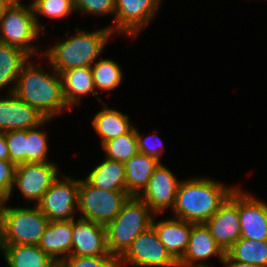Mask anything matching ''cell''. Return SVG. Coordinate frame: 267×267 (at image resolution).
Masks as SVG:
<instances>
[{
    "mask_svg": "<svg viewBox=\"0 0 267 267\" xmlns=\"http://www.w3.org/2000/svg\"><path fill=\"white\" fill-rule=\"evenodd\" d=\"M50 119H46L41 125L27 129V152L26 163H44L51 162L48 159V136L45 130L40 127L45 126Z\"/></svg>",
    "mask_w": 267,
    "mask_h": 267,
    "instance_id": "cell-29",
    "label": "cell"
},
{
    "mask_svg": "<svg viewBox=\"0 0 267 267\" xmlns=\"http://www.w3.org/2000/svg\"><path fill=\"white\" fill-rule=\"evenodd\" d=\"M0 159L9 160V151L5 139V133L0 131Z\"/></svg>",
    "mask_w": 267,
    "mask_h": 267,
    "instance_id": "cell-36",
    "label": "cell"
},
{
    "mask_svg": "<svg viewBox=\"0 0 267 267\" xmlns=\"http://www.w3.org/2000/svg\"><path fill=\"white\" fill-rule=\"evenodd\" d=\"M70 256H113L108 249L105 225L83 218L73 219Z\"/></svg>",
    "mask_w": 267,
    "mask_h": 267,
    "instance_id": "cell-14",
    "label": "cell"
},
{
    "mask_svg": "<svg viewBox=\"0 0 267 267\" xmlns=\"http://www.w3.org/2000/svg\"><path fill=\"white\" fill-rule=\"evenodd\" d=\"M29 58L22 49L0 42V90L13 83L8 94L14 93L18 75Z\"/></svg>",
    "mask_w": 267,
    "mask_h": 267,
    "instance_id": "cell-25",
    "label": "cell"
},
{
    "mask_svg": "<svg viewBox=\"0 0 267 267\" xmlns=\"http://www.w3.org/2000/svg\"><path fill=\"white\" fill-rule=\"evenodd\" d=\"M12 2V0H0V17L4 13L5 8Z\"/></svg>",
    "mask_w": 267,
    "mask_h": 267,
    "instance_id": "cell-38",
    "label": "cell"
},
{
    "mask_svg": "<svg viewBox=\"0 0 267 267\" xmlns=\"http://www.w3.org/2000/svg\"><path fill=\"white\" fill-rule=\"evenodd\" d=\"M213 256L219 257V261H222L225 251L215 241L204 223L193 224L187 249L178 261V267H207L203 260Z\"/></svg>",
    "mask_w": 267,
    "mask_h": 267,
    "instance_id": "cell-17",
    "label": "cell"
},
{
    "mask_svg": "<svg viewBox=\"0 0 267 267\" xmlns=\"http://www.w3.org/2000/svg\"><path fill=\"white\" fill-rule=\"evenodd\" d=\"M162 0H115V24L112 33L137 37L160 9Z\"/></svg>",
    "mask_w": 267,
    "mask_h": 267,
    "instance_id": "cell-10",
    "label": "cell"
},
{
    "mask_svg": "<svg viewBox=\"0 0 267 267\" xmlns=\"http://www.w3.org/2000/svg\"><path fill=\"white\" fill-rule=\"evenodd\" d=\"M126 264L138 267H178V262L167 251L152 226L139 234L118 260V267Z\"/></svg>",
    "mask_w": 267,
    "mask_h": 267,
    "instance_id": "cell-9",
    "label": "cell"
},
{
    "mask_svg": "<svg viewBox=\"0 0 267 267\" xmlns=\"http://www.w3.org/2000/svg\"><path fill=\"white\" fill-rule=\"evenodd\" d=\"M155 214L137 196H130L119 214L105 228L109 252L119 260L133 240L152 226Z\"/></svg>",
    "mask_w": 267,
    "mask_h": 267,
    "instance_id": "cell-4",
    "label": "cell"
},
{
    "mask_svg": "<svg viewBox=\"0 0 267 267\" xmlns=\"http://www.w3.org/2000/svg\"><path fill=\"white\" fill-rule=\"evenodd\" d=\"M160 163V160L139 152L126 161L124 167L127 193L138 197L147 187L151 175Z\"/></svg>",
    "mask_w": 267,
    "mask_h": 267,
    "instance_id": "cell-21",
    "label": "cell"
},
{
    "mask_svg": "<svg viewBox=\"0 0 267 267\" xmlns=\"http://www.w3.org/2000/svg\"><path fill=\"white\" fill-rule=\"evenodd\" d=\"M31 59L32 57L22 66L14 93L51 120L68 107L63 96L61 78L53 68L52 73H47L42 66L39 65L38 68L33 62L30 63Z\"/></svg>",
    "mask_w": 267,
    "mask_h": 267,
    "instance_id": "cell-1",
    "label": "cell"
},
{
    "mask_svg": "<svg viewBox=\"0 0 267 267\" xmlns=\"http://www.w3.org/2000/svg\"><path fill=\"white\" fill-rule=\"evenodd\" d=\"M90 186L106 191H126V172L124 163L107 158L84 179Z\"/></svg>",
    "mask_w": 267,
    "mask_h": 267,
    "instance_id": "cell-22",
    "label": "cell"
},
{
    "mask_svg": "<svg viewBox=\"0 0 267 267\" xmlns=\"http://www.w3.org/2000/svg\"><path fill=\"white\" fill-rule=\"evenodd\" d=\"M9 151V160L16 166L26 163L27 130H12L5 132Z\"/></svg>",
    "mask_w": 267,
    "mask_h": 267,
    "instance_id": "cell-31",
    "label": "cell"
},
{
    "mask_svg": "<svg viewBox=\"0 0 267 267\" xmlns=\"http://www.w3.org/2000/svg\"><path fill=\"white\" fill-rule=\"evenodd\" d=\"M60 173L53 162L20 164L16 167L13 190L16 187L25 200L36 201L37 205Z\"/></svg>",
    "mask_w": 267,
    "mask_h": 267,
    "instance_id": "cell-11",
    "label": "cell"
},
{
    "mask_svg": "<svg viewBox=\"0 0 267 267\" xmlns=\"http://www.w3.org/2000/svg\"><path fill=\"white\" fill-rule=\"evenodd\" d=\"M33 8L23 2L12 1L0 17V42L22 49L30 57L40 53L33 41L40 38Z\"/></svg>",
    "mask_w": 267,
    "mask_h": 267,
    "instance_id": "cell-6",
    "label": "cell"
},
{
    "mask_svg": "<svg viewBox=\"0 0 267 267\" xmlns=\"http://www.w3.org/2000/svg\"><path fill=\"white\" fill-rule=\"evenodd\" d=\"M138 152L161 160L162 152H165L163 142L155 133L142 138V134L136 128Z\"/></svg>",
    "mask_w": 267,
    "mask_h": 267,
    "instance_id": "cell-34",
    "label": "cell"
},
{
    "mask_svg": "<svg viewBox=\"0 0 267 267\" xmlns=\"http://www.w3.org/2000/svg\"><path fill=\"white\" fill-rule=\"evenodd\" d=\"M46 118L15 93L0 99V131L27 130L41 125Z\"/></svg>",
    "mask_w": 267,
    "mask_h": 267,
    "instance_id": "cell-16",
    "label": "cell"
},
{
    "mask_svg": "<svg viewBox=\"0 0 267 267\" xmlns=\"http://www.w3.org/2000/svg\"><path fill=\"white\" fill-rule=\"evenodd\" d=\"M34 16L36 24L41 31L45 30V26L38 20L39 16H46L49 19H63L75 12L74 0H40L34 7Z\"/></svg>",
    "mask_w": 267,
    "mask_h": 267,
    "instance_id": "cell-30",
    "label": "cell"
},
{
    "mask_svg": "<svg viewBox=\"0 0 267 267\" xmlns=\"http://www.w3.org/2000/svg\"><path fill=\"white\" fill-rule=\"evenodd\" d=\"M238 213L241 237L267 241V202L238 188Z\"/></svg>",
    "mask_w": 267,
    "mask_h": 267,
    "instance_id": "cell-15",
    "label": "cell"
},
{
    "mask_svg": "<svg viewBox=\"0 0 267 267\" xmlns=\"http://www.w3.org/2000/svg\"><path fill=\"white\" fill-rule=\"evenodd\" d=\"M221 263L225 265V267H257L255 265H251L248 263L238 262L233 259H230L226 254L222 259Z\"/></svg>",
    "mask_w": 267,
    "mask_h": 267,
    "instance_id": "cell-37",
    "label": "cell"
},
{
    "mask_svg": "<svg viewBox=\"0 0 267 267\" xmlns=\"http://www.w3.org/2000/svg\"><path fill=\"white\" fill-rule=\"evenodd\" d=\"M59 267H118L114 256H68L58 263Z\"/></svg>",
    "mask_w": 267,
    "mask_h": 267,
    "instance_id": "cell-32",
    "label": "cell"
},
{
    "mask_svg": "<svg viewBox=\"0 0 267 267\" xmlns=\"http://www.w3.org/2000/svg\"><path fill=\"white\" fill-rule=\"evenodd\" d=\"M96 92L111 91L123 80L122 69L112 59L95 61L91 66Z\"/></svg>",
    "mask_w": 267,
    "mask_h": 267,
    "instance_id": "cell-27",
    "label": "cell"
},
{
    "mask_svg": "<svg viewBox=\"0 0 267 267\" xmlns=\"http://www.w3.org/2000/svg\"><path fill=\"white\" fill-rule=\"evenodd\" d=\"M49 219L38 206L4 207L0 212V246L38 245Z\"/></svg>",
    "mask_w": 267,
    "mask_h": 267,
    "instance_id": "cell-5",
    "label": "cell"
},
{
    "mask_svg": "<svg viewBox=\"0 0 267 267\" xmlns=\"http://www.w3.org/2000/svg\"><path fill=\"white\" fill-rule=\"evenodd\" d=\"M59 178L43 194L37 204L40 211L49 221L73 220L76 208H78L80 179H73L71 176Z\"/></svg>",
    "mask_w": 267,
    "mask_h": 267,
    "instance_id": "cell-8",
    "label": "cell"
},
{
    "mask_svg": "<svg viewBox=\"0 0 267 267\" xmlns=\"http://www.w3.org/2000/svg\"><path fill=\"white\" fill-rule=\"evenodd\" d=\"M101 147L107 159L125 163L138 153L136 127L126 134L105 142Z\"/></svg>",
    "mask_w": 267,
    "mask_h": 267,
    "instance_id": "cell-28",
    "label": "cell"
},
{
    "mask_svg": "<svg viewBox=\"0 0 267 267\" xmlns=\"http://www.w3.org/2000/svg\"><path fill=\"white\" fill-rule=\"evenodd\" d=\"M7 197L0 191V212L4 209Z\"/></svg>",
    "mask_w": 267,
    "mask_h": 267,
    "instance_id": "cell-39",
    "label": "cell"
},
{
    "mask_svg": "<svg viewBox=\"0 0 267 267\" xmlns=\"http://www.w3.org/2000/svg\"><path fill=\"white\" fill-rule=\"evenodd\" d=\"M16 167L10 160L0 159V191L7 197V202L13 193Z\"/></svg>",
    "mask_w": 267,
    "mask_h": 267,
    "instance_id": "cell-35",
    "label": "cell"
},
{
    "mask_svg": "<svg viewBox=\"0 0 267 267\" xmlns=\"http://www.w3.org/2000/svg\"><path fill=\"white\" fill-rule=\"evenodd\" d=\"M63 96L68 105V109L78 105L82 97L94 95L95 98L101 101L100 95L97 94L91 67H77L68 69L59 73Z\"/></svg>",
    "mask_w": 267,
    "mask_h": 267,
    "instance_id": "cell-19",
    "label": "cell"
},
{
    "mask_svg": "<svg viewBox=\"0 0 267 267\" xmlns=\"http://www.w3.org/2000/svg\"><path fill=\"white\" fill-rule=\"evenodd\" d=\"M101 104L104 108L95 114L91 123L100 136L102 146L105 142L128 133L134 126L126 114L108 108L103 102Z\"/></svg>",
    "mask_w": 267,
    "mask_h": 267,
    "instance_id": "cell-23",
    "label": "cell"
},
{
    "mask_svg": "<svg viewBox=\"0 0 267 267\" xmlns=\"http://www.w3.org/2000/svg\"><path fill=\"white\" fill-rule=\"evenodd\" d=\"M113 35L108 27L85 32L80 30L74 36L57 42L43 52L49 65L58 73L77 67H91Z\"/></svg>",
    "mask_w": 267,
    "mask_h": 267,
    "instance_id": "cell-3",
    "label": "cell"
},
{
    "mask_svg": "<svg viewBox=\"0 0 267 267\" xmlns=\"http://www.w3.org/2000/svg\"><path fill=\"white\" fill-rule=\"evenodd\" d=\"M204 224L225 252L240 239L238 187H235L227 200Z\"/></svg>",
    "mask_w": 267,
    "mask_h": 267,
    "instance_id": "cell-12",
    "label": "cell"
},
{
    "mask_svg": "<svg viewBox=\"0 0 267 267\" xmlns=\"http://www.w3.org/2000/svg\"><path fill=\"white\" fill-rule=\"evenodd\" d=\"M180 182L173 172L161 162L151 175L147 187L138 197L157 216L167 208L173 209Z\"/></svg>",
    "mask_w": 267,
    "mask_h": 267,
    "instance_id": "cell-13",
    "label": "cell"
},
{
    "mask_svg": "<svg viewBox=\"0 0 267 267\" xmlns=\"http://www.w3.org/2000/svg\"><path fill=\"white\" fill-rule=\"evenodd\" d=\"M193 224L174 216L158 222H156V218H153L152 227L162 244L177 262L183 257L187 249Z\"/></svg>",
    "mask_w": 267,
    "mask_h": 267,
    "instance_id": "cell-18",
    "label": "cell"
},
{
    "mask_svg": "<svg viewBox=\"0 0 267 267\" xmlns=\"http://www.w3.org/2000/svg\"><path fill=\"white\" fill-rule=\"evenodd\" d=\"M129 197L127 192L100 190L80 179L77 209L81 212L80 218L106 226L119 214Z\"/></svg>",
    "mask_w": 267,
    "mask_h": 267,
    "instance_id": "cell-7",
    "label": "cell"
},
{
    "mask_svg": "<svg viewBox=\"0 0 267 267\" xmlns=\"http://www.w3.org/2000/svg\"><path fill=\"white\" fill-rule=\"evenodd\" d=\"M225 254L238 262L248 263L257 267H267V241H255L240 238Z\"/></svg>",
    "mask_w": 267,
    "mask_h": 267,
    "instance_id": "cell-26",
    "label": "cell"
},
{
    "mask_svg": "<svg viewBox=\"0 0 267 267\" xmlns=\"http://www.w3.org/2000/svg\"><path fill=\"white\" fill-rule=\"evenodd\" d=\"M208 178H189L180 182L173 207L175 218L203 224L227 200L235 187Z\"/></svg>",
    "mask_w": 267,
    "mask_h": 267,
    "instance_id": "cell-2",
    "label": "cell"
},
{
    "mask_svg": "<svg viewBox=\"0 0 267 267\" xmlns=\"http://www.w3.org/2000/svg\"><path fill=\"white\" fill-rule=\"evenodd\" d=\"M8 267H56L58 264L38 245L0 246Z\"/></svg>",
    "mask_w": 267,
    "mask_h": 267,
    "instance_id": "cell-24",
    "label": "cell"
},
{
    "mask_svg": "<svg viewBox=\"0 0 267 267\" xmlns=\"http://www.w3.org/2000/svg\"><path fill=\"white\" fill-rule=\"evenodd\" d=\"M38 247L57 264L70 256L72 250V220L49 221Z\"/></svg>",
    "mask_w": 267,
    "mask_h": 267,
    "instance_id": "cell-20",
    "label": "cell"
},
{
    "mask_svg": "<svg viewBox=\"0 0 267 267\" xmlns=\"http://www.w3.org/2000/svg\"><path fill=\"white\" fill-rule=\"evenodd\" d=\"M75 10L95 16L115 17V0H74Z\"/></svg>",
    "mask_w": 267,
    "mask_h": 267,
    "instance_id": "cell-33",
    "label": "cell"
},
{
    "mask_svg": "<svg viewBox=\"0 0 267 267\" xmlns=\"http://www.w3.org/2000/svg\"><path fill=\"white\" fill-rule=\"evenodd\" d=\"M39 1H40V0H33V1H31L30 4H28V5H30V6L33 8Z\"/></svg>",
    "mask_w": 267,
    "mask_h": 267,
    "instance_id": "cell-40",
    "label": "cell"
}]
</instances>
